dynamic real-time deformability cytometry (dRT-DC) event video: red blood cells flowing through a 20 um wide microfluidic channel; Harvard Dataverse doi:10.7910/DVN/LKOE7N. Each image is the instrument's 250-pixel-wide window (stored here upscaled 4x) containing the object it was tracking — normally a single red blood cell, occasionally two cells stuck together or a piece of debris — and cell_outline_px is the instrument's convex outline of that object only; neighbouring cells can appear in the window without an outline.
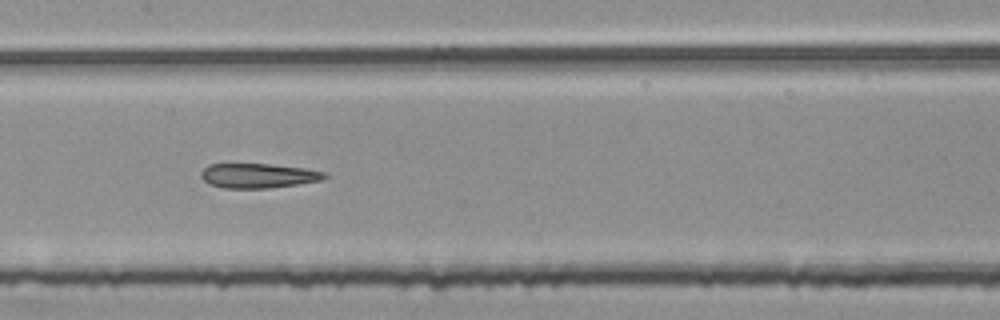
{"species": "common noctule bat (a hibernating species)", "species_latin": "Nyctalus noctula", "temperature_condition": "room temperature", "stored_images_in_passage": 54, "segment_of_instrument_passage": [2, 2], "camera_frame_rate_fps": 3000, "um_per_image_px": 0.085, "animal": {"sex": "female", "body_mass_g": 25.1}, "frame": {"image": 1, "passage_image": 27, "time_ms": 8.667, "image_size_px": [1000, 320], "cell_outline_px": [[328, 176], [320, 180], [296, 184], [268, 188], [224, 188], [208, 184], [200, 176], [200, 172], [208, 164], [268, 164], [304, 168], [324, 172]], "centroid_in_image_um": [21.89, 14.93], "position_along_channel_um": 185.5, "area_um2": 17.57}}
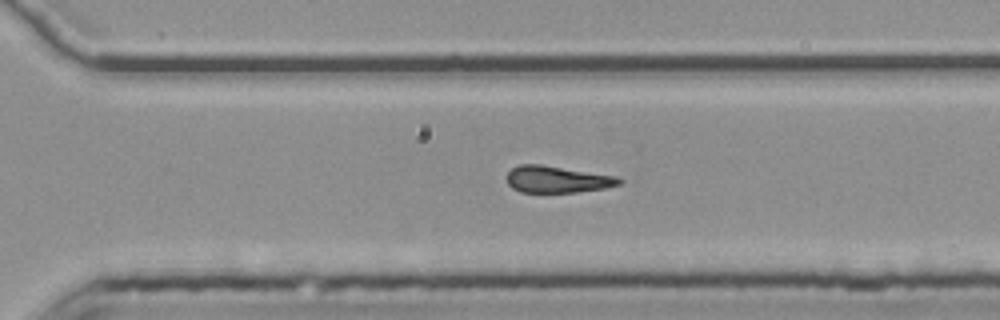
{"frame": {"image": 2, "passage_image": 38, "time_ms": 12.333, "image_size_px": [1000, 320], "cell_outline_px": [[624, 180], [620, 184], [604, 188], [576, 192], [520, 192], [512, 188], [504, 180], [504, 176], [512, 168], [520, 164], [540, 164], [616, 176]], "centroid_in_image_um": [47.3, 15.24], "position_along_channel_um": 323.3, "area_um2": 17.63}}
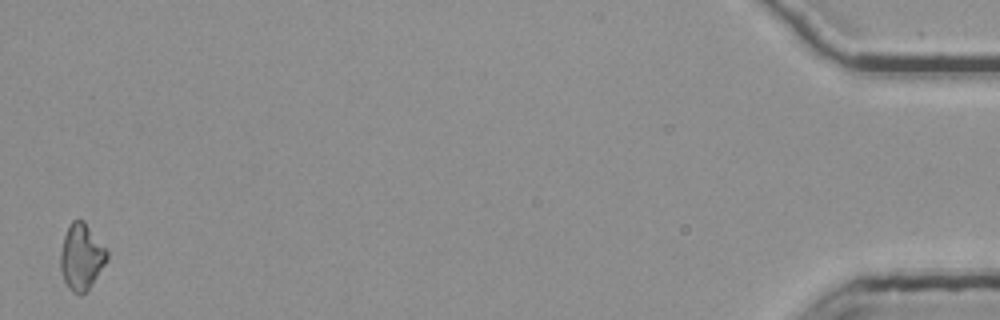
{"frame": {"image": 3, "passage_image": 54, "time_ms": 17.667, "image_size_px": [1000, 320], "cell_outline_px": [[108, 260], [88, 288], [80, 296], [72, 292], [68, 288], [64, 280], [60, 268], [60, 252], [64, 236], [72, 220], [84, 220], [108, 252]], "centroid_in_image_um": [6.91, 21.84], "position_along_channel_um": 428.3, "area_um2": 17.74}}